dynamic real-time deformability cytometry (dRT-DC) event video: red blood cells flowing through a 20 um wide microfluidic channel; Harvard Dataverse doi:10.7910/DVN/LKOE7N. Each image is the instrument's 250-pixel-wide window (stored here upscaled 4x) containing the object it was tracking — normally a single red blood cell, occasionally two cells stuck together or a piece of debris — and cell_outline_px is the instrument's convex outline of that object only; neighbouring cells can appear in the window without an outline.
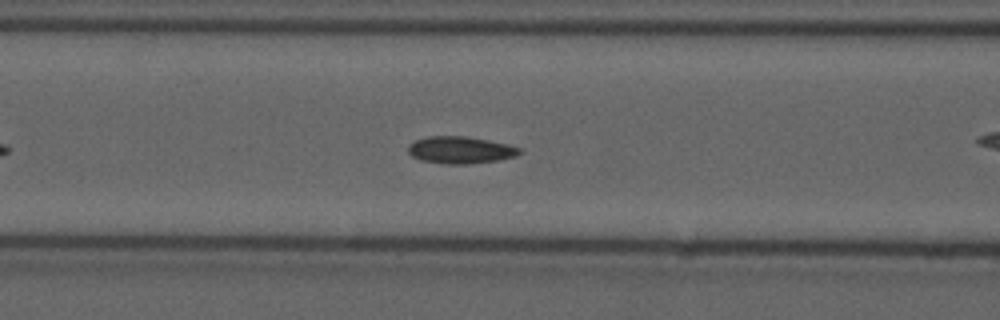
{"species": "common noctule bat (a hibernating species)", "species_latin": "Nyctalus noctula", "temperature_condition": "cold", "stored_images_in_passage": 45, "camera_frame_rate_fps": 3000, "um_per_image_px": 0.085, "animal": {"sex": "male", "forearm_length_mm": 52.5}, "frame": {"image": 1, "passage_image": 13, "time_ms": 4.0, "image_size_px": [1000, 320], "cell_outline_px": [[524, 152], [516, 156], [496, 160], [468, 164], [448, 164], [420, 160], [412, 156], [408, 152], [408, 144], [416, 140], [428, 136], [464, 136], [488, 140], [508, 144], [520, 148]], "centroid_in_image_um": [39.14, 12.75], "position_along_channel_um": 127.5, "area_um2": 17.57}}
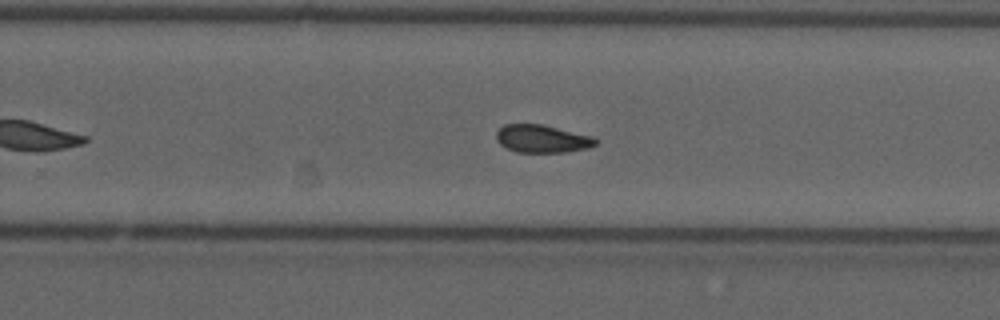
{"frame": {"image": 2, "passage_image": 26, "time_ms": 8.333, "image_size_px": [1000, 320], "cell_outline_px": [[600, 140], [596, 144], [588, 148], [564, 152], [516, 152], [504, 148], [496, 140], [496, 132], [504, 124], [544, 124], [592, 136]], "centroid_in_image_um": [46.07, 11.79], "position_along_channel_um": 283.7, "area_um2": 16.3}, "authors_computed_cell_mechanics": {"area_um2": 16.5886, "velocity_mm_per_s": 3.6233, "shape_relaxation_time_tau1_ms": null, "shape_relaxation_time_tau2_ms": 3.4205, "deformation_change_tau1": null, "deformation_change_tau2": 0.0796}}